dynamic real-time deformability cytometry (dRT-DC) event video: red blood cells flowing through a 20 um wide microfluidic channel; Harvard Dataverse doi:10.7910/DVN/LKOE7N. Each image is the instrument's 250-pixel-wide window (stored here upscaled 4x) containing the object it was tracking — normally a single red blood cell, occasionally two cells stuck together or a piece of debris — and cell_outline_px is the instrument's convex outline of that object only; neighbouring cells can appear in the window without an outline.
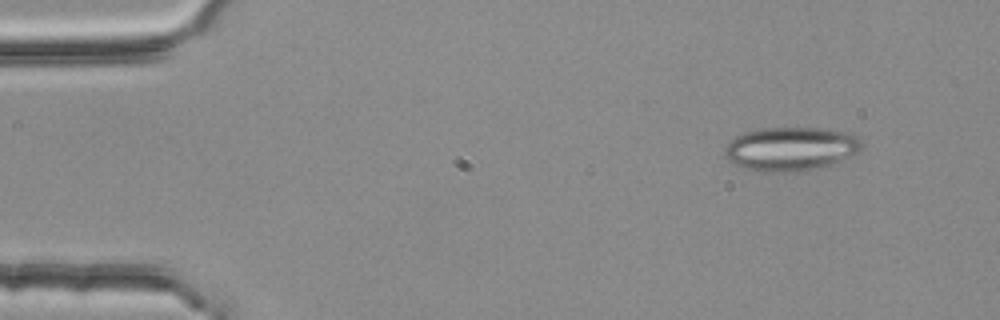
{"species": "common noctule bat (a hibernating species)", "species_latin": "Nyctalus noctula", "temperature_condition": "room temperature", "stored_images_in_passage": 3, "camera_frame_rate_fps": 3000, "um_per_image_px": 0.085, "animal": {"sex": "female", "body_mass_g": 25.1}, "frame": {"image": 1, "passage_image": 2, "time_ms": 0.333, "image_size_px": [1000, 320], "cell_outline_px": [[864, 144], [860, 152], [840, 160], [816, 168], [800, 172], [760, 172], [744, 168], [728, 160], [724, 156], [724, 148], [736, 136], [744, 132], [764, 128], [820, 128], [852, 132], [860, 136]], "centroid_in_image_um": [67.26, 12.65], "position_along_channel_um": 17.7, "area_um2": 35.32}}